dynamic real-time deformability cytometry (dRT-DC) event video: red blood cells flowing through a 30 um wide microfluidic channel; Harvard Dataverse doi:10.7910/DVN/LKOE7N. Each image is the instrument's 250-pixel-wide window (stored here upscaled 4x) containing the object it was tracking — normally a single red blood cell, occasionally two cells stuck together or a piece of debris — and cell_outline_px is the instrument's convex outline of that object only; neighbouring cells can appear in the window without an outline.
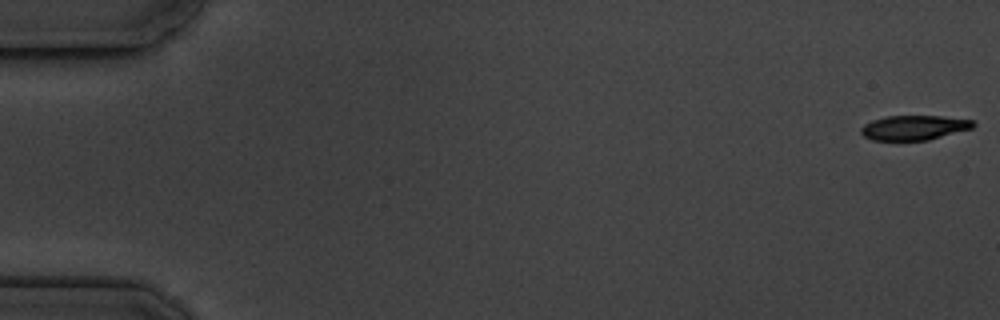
{"species": "common noctule bat (a hibernating species)", "species_latin": "Nyctalus noctula", "temperature_condition": "cold", "stored_images_in_passage": 5, "camera_frame_rate_fps": 3000, "um_per_image_px": 0.085, "animal": {"sex": "male", "body_mass_g": 19.5, "forearm_length_mm": 54.6}, "frame": {"image": 1, "passage_image": 1, "time_ms": 0.0, "image_size_px": [1000, 320], "cell_outline_px": [[976, 124], [972, 128], [928, 140], [872, 140], [864, 136], [860, 132], [860, 128], [864, 124], [872, 120], [888, 116], [940, 116], [972, 120]], "centroid_in_image_um": [77.67, 10.85], "position_along_channel_um": 7.3, "area_um2": 16.01}}